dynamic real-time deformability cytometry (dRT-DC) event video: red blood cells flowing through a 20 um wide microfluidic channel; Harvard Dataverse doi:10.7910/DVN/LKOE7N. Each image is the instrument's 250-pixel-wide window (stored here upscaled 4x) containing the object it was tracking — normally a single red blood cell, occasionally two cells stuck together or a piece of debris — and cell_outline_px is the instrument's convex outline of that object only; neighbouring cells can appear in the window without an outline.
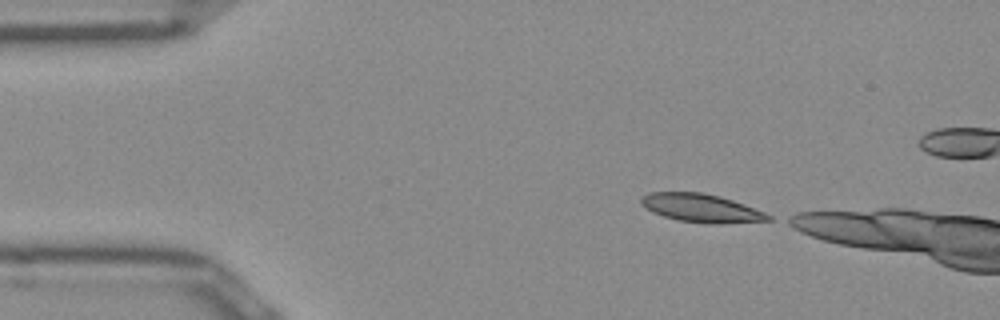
{"species": "Egyptian fruit bat (a non-hibernating species)", "species_latin": "Rousettus aegyptiacus", "temperature_condition": "room temperature", "stored_images_in_passage": 5, "camera_frame_rate_fps": 3000, "um_per_image_px": 0.085, "frame": {"image": 1, "passage_image": 1, "time_ms": 0.0, "image_size_px": [1000, 320], "cell_outline_px": [[772, 220], [720, 224], [712, 224], [680, 220], [664, 216], [652, 212], [640, 204], [640, 200], [648, 192], [704, 192], [720, 196], [744, 204], [764, 212], [772, 216]], "centroid_in_image_um": [59.61, 17.68], "position_along_channel_um": 25.4, "area_um2": 20.92}}